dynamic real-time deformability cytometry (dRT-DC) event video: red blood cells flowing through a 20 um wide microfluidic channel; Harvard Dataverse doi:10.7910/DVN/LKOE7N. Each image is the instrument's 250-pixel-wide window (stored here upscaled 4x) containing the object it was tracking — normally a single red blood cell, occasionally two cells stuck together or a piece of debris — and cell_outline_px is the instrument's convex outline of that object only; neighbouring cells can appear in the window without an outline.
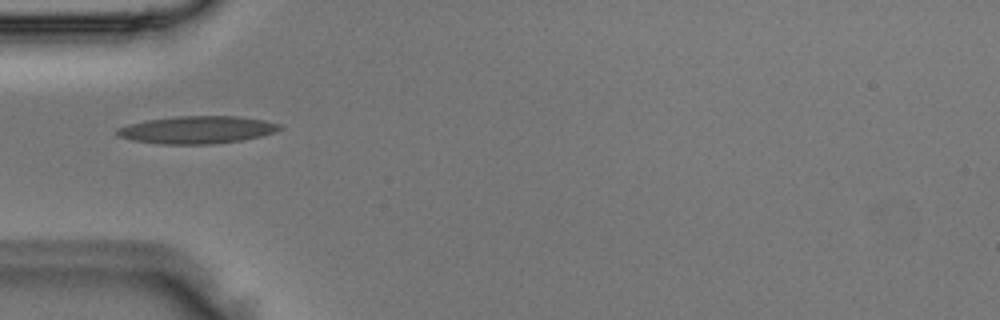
{"species": "Egyptian fruit bat (a non-hibernating species)", "species_latin": "Rousettus aegyptiacus", "temperature_condition": "room temperature", "stored_images_in_passage": 1, "camera_frame_rate_fps": 3000, "um_per_image_px": 0.085, "animal": {"sex": "male"}, "frame": {"image": 1, "passage_image": 1, "time_ms": 0.0, "image_size_px": [1000, 320], "cell_outline_px": [[284, 128], [276, 132], [244, 140], [212, 144], [160, 144], [132, 140], [116, 136], [116, 128], [128, 124], [148, 120], [176, 116], [240, 116], [264, 120], [280, 124]], "centroid_in_image_um": [16.76, 11.03], "position_along_channel_um": 68.2, "area_um2": 26.3}}